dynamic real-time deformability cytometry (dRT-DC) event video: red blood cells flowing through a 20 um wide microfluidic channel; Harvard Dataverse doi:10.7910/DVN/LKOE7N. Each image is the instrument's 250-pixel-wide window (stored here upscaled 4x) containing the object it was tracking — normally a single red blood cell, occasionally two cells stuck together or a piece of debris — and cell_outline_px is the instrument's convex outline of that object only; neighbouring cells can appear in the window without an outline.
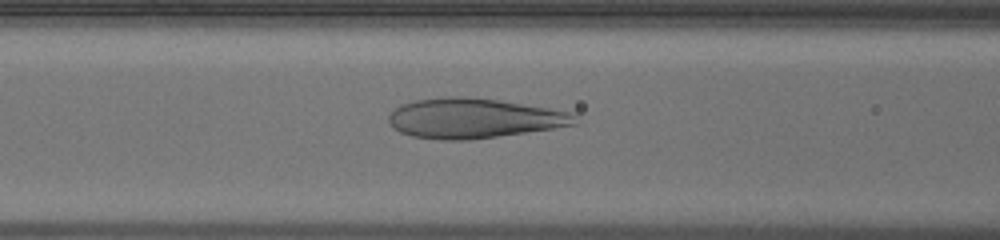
{"species": "human", "species_latin": "Homo sapiens", "temperature_condition": "warm", "stored_images_in_passage": 48, "camera_frame_rate_fps": 3000, "um_per_image_px": 0.085, "donor": {"sex": "male"}, "frame": {"image": 1, "passage_image": 19, "time_ms": 6.0, "image_size_px": [1000, 240], "cell_outline_px": [[576, 124], [552, 128], [468, 140], [440, 140], [412, 136], [400, 132], [392, 128], [388, 120], [388, 116], [400, 104], [416, 100], [452, 96], [464, 96], [500, 100], [548, 108], [568, 112], [576, 116]], "centroid_in_image_um": [40.2, 10.05], "position_along_channel_um": 126.4, "area_um2": 42.95}}
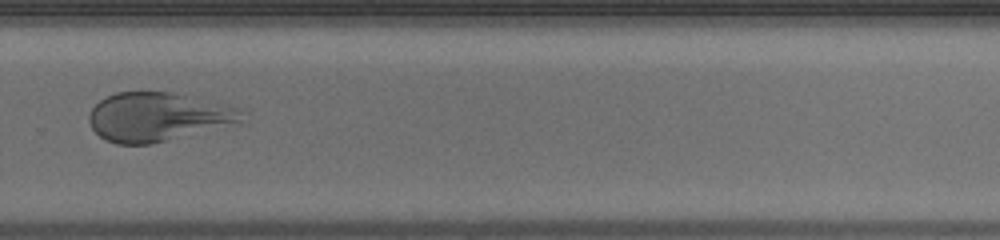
{"frame": {"image": 2, "passage_image": 33, "time_ms": 10.667, "image_size_px": [1000, 240], "cell_outline_px": [[240, 120], [152, 144], [116, 144], [104, 140], [92, 128], [88, 120], [88, 116], [92, 108], [100, 100], [116, 92], [140, 88], [172, 92], [240, 108]], "centroid_in_image_um": [13.24, 9.88], "position_along_channel_um": 316.6, "area_um2": 43.0}}
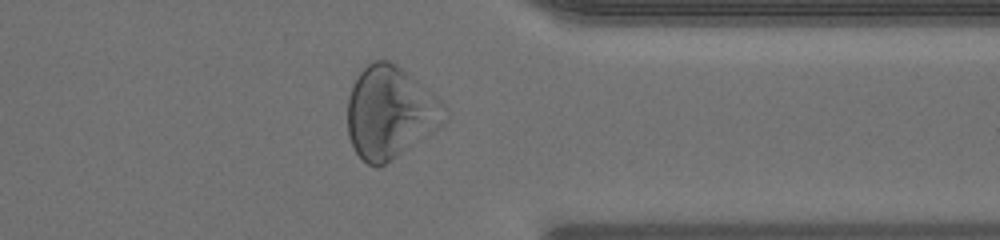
{"frame": {"image": 3, "passage_image": 38, "time_ms": 12.333, "image_size_px": [1000, 240], "cell_outline_px": [[448, 120], [384, 164], [376, 168], [368, 164], [356, 152], [348, 136], [348, 96], [352, 84], [360, 72], [372, 60], [388, 60], [396, 64], [428, 88], [448, 108]], "centroid_in_image_um": [33.16, 9.52], "position_along_channel_um": 378.2, "area_um2": 51.79}}